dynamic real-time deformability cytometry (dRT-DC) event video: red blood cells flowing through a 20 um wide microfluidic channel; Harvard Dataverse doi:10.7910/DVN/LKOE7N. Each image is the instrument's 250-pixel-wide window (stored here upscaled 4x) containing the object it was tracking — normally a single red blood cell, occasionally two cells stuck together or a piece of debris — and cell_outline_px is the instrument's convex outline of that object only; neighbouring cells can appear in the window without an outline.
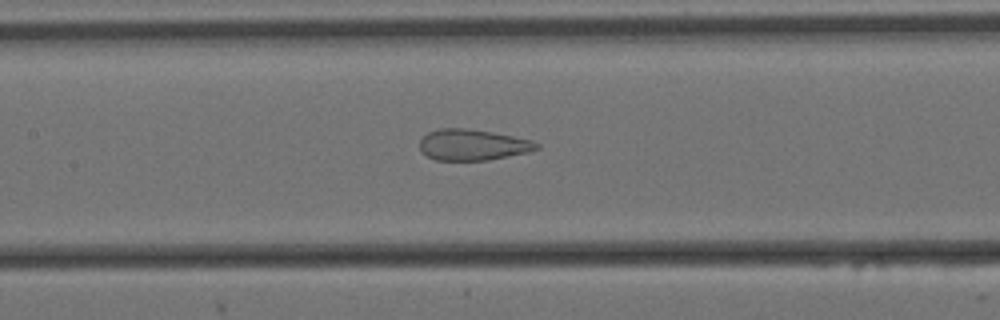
{"species": "Egyptian fruit bat (a non-hibernating species)", "species_latin": "Rousettus aegyptiacus", "temperature_condition": "cold", "stored_images_in_passage": 29, "camera_frame_rate_fps": 3000, "um_per_image_px": 0.085, "animal": {"sex": "female"}, "frame": {"image": 1, "passage_image": 13, "time_ms": 4.0, "image_size_px": [1000, 320], "cell_outline_px": [[540, 148], [528, 152], [488, 160], [436, 160], [428, 156], [420, 148], [420, 140], [428, 132], [440, 128], [464, 128], [492, 132], [532, 140], [540, 144]], "centroid_in_image_um": [40.2, 12.31], "position_along_channel_um": 167.2, "area_um2": 20.98}}
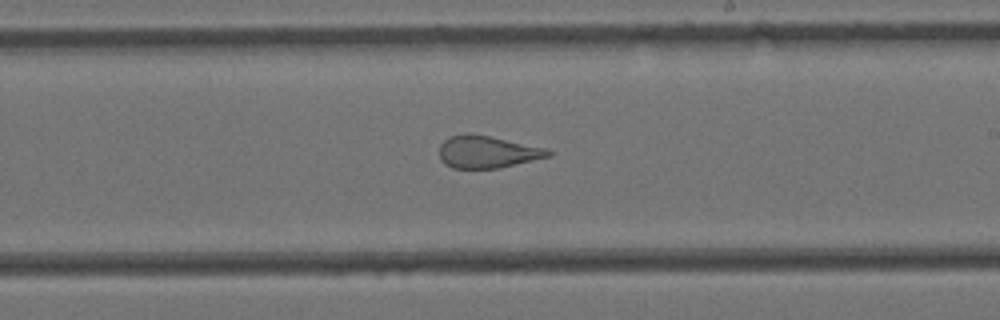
{"frame": {"image": 2, "passage_image": 20, "time_ms": 6.333, "image_size_px": [1000, 320], "cell_outline_px": [[552, 156], [500, 168], [452, 168], [444, 164], [440, 160], [440, 144], [448, 136], [464, 132], [468, 132], [548, 148], [552, 152]], "centroid_in_image_um": [41.41, 12.9], "position_along_channel_um": 247.6, "area_um2": 20.75}}
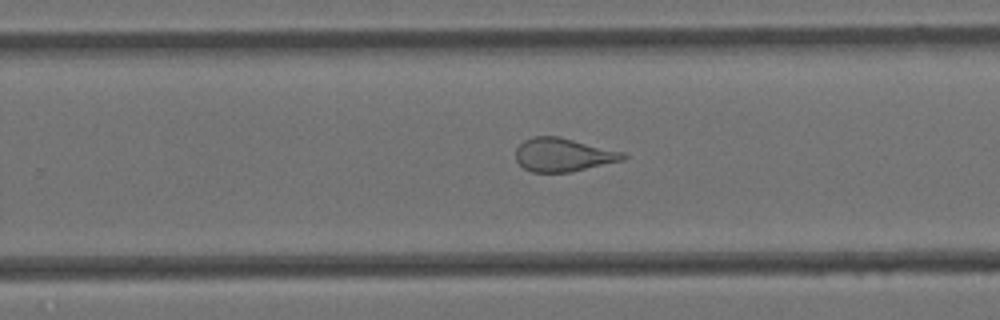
{"frame": {"image": 3, "passage_image": 23, "time_ms": 7.333, "image_size_px": [1000, 320], "cell_outline_px": [[628, 156], [624, 160], [572, 172], [532, 172], [524, 168], [516, 160], [516, 148], [524, 140], [532, 136], [560, 136], [624, 152]], "centroid_in_image_um": [47.89, 13.15], "position_along_channel_um": 281.9, "area_um2": 21.1}}